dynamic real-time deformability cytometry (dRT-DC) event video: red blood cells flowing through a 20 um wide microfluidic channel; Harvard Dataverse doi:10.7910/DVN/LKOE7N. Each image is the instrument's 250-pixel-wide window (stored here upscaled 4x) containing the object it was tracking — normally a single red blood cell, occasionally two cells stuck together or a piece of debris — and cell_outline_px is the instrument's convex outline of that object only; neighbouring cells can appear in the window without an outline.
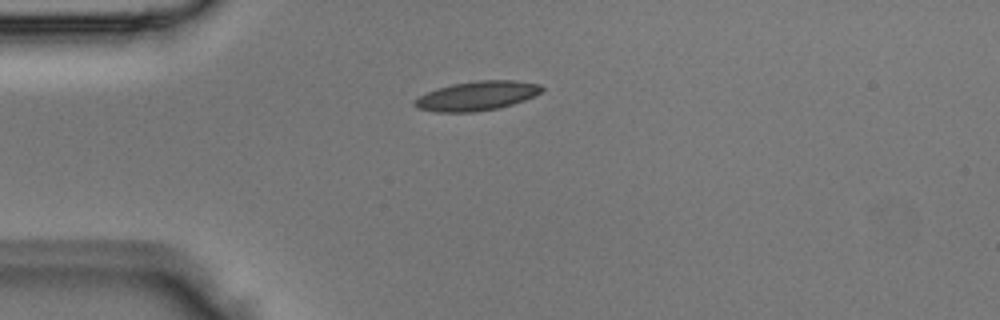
{"species": "Egyptian fruit bat (a non-hibernating species)", "species_latin": "Rousettus aegyptiacus", "temperature_condition": "room temperature", "stored_images_in_passage": 1, "camera_frame_rate_fps": 3000, "um_per_image_px": 0.085, "animal": {"sex": "male"}, "frame": {"image": 1, "passage_image": 1, "time_ms": 0.0, "image_size_px": [1000, 320], "cell_outline_px": [[544, 88], [540, 92], [524, 100], [512, 104], [496, 108], [472, 112], [436, 112], [416, 108], [412, 104], [412, 100], [436, 88], [452, 84], [476, 80], [516, 80], [540, 84]], "centroid_in_image_um": [40.49, 8.14], "position_along_channel_um": 44.5, "area_um2": 21.68}}